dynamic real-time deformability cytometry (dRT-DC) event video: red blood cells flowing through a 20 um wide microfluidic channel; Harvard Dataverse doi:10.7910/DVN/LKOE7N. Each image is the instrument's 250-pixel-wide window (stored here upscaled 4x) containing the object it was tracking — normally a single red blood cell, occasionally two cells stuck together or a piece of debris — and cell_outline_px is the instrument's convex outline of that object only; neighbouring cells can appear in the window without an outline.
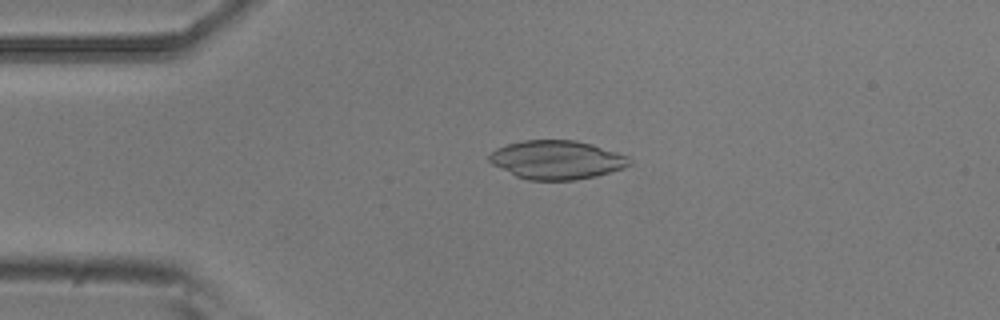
{"species": "common noctule bat (a hibernating species)", "species_latin": "Nyctalus noctula", "temperature_condition": "room temperature", "stored_images_in_passage": 4, "camera_frame_rate_fps": 3000, "um_per_image_px": 0.085, "animal": {"sex": "male", "body_mass_g": 20.5, "forearm_length_mm": 52.5}, "frame": {"image": 1, "passage_image": 3, "time_ms": 0.667, "image_size_px": [1000, 320], "cell_outline_px": [[632, 164], [624, 168], [596, 176], [572, 180], [528, 180], [516, 176], [492, 164], [488, 160], [488, 156], [496, 148], [508, 144], [524, 140], [576, 140], [592, 144], [628, 156], [632, 160]], "centroid_in_image_um": [47.34, 13.58], "position_along_channel_um": 37.7, "area_um2": 31.62}}